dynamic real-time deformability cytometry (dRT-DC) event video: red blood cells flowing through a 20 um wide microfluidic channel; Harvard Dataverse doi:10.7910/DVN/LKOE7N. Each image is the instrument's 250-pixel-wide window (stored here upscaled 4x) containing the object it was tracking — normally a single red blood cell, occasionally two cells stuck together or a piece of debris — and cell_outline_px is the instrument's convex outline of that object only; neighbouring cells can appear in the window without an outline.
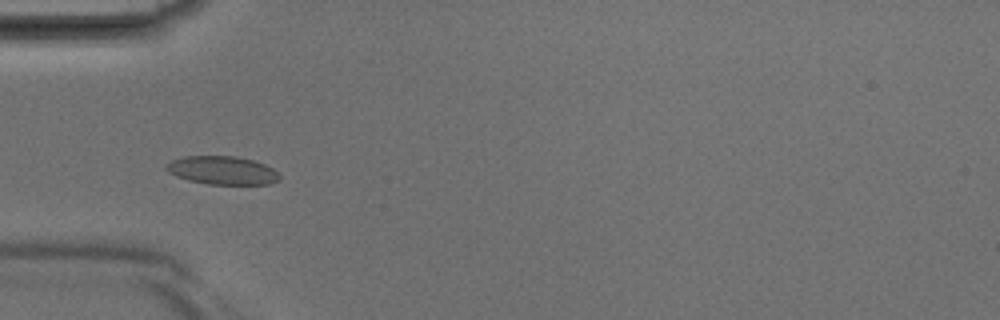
{"species": "Egyptian fruit bat (a non-hibernating species)", "species_latin": "Rousettus aegyptiacus", "temperature_condition": "room temperature", "stored_images_in_passage": 31, "camera_frame_rate_fps": 3000, "um_per_image_px": 0.085, "animal": {"sex": "male"}, "frame": {"image": 1, "passage_image": 3, "time_ms": 0.667, "image_size_px": [1000, 320], "cell_outline_px": [[280, 180], [268, 184], [208, 184], [188, 180], [176, 176], [168, 172], [164, 168], [164, 164], [172, 160], [184, 156], [236, 156], [252, 160], [264, 164], [272, 168], [280, 176]], "centroid_in_image_um": [18.85, 14.48], "position_along_channel_um": 66.1, "area_um2": 18.73}}
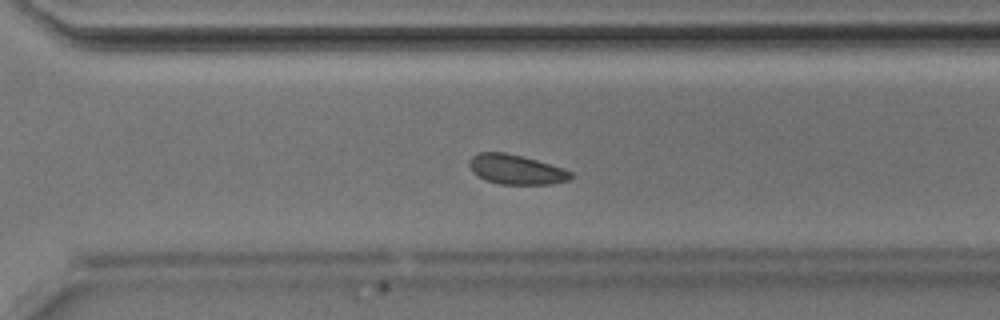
{"frame": {"image": 2, "passage_image": 19, "time_ms": 6.0, "image_size_px": [1000, 320], "cell_outline_px": [[572, 176], [568, 180], [552, 184], [500, 184], [484, 180], [472, 172], [468, 164], [468, 160], [476, 152], [504, 152], [536, 160], [564, 168], [572, 172]], "centroid_in_image_um": [43.82, 14.4], "position_along_channel_um": 326.8, "area_um2": 17.63}}
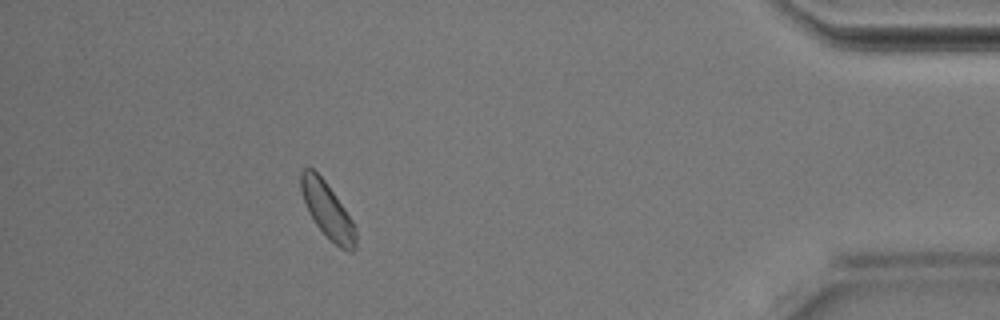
{"frame": {"image": 3, "passage_image": 27, "time_ms": 8.667, "image_size_px": [1000, 320], "cell_outline_px": [[356, 248], [352, 252], [348, 252], [340, 248], [316, 224], [308, 212], [300, 188], [300, 172], [304, 168], [312, 168], [324, 180], [344, 208], [352, 220], [356, 228]], "centroid_in_image_um": [27.83, 17.88], "position_along_channel_um": 407.4, "area_um2": 17.46}}